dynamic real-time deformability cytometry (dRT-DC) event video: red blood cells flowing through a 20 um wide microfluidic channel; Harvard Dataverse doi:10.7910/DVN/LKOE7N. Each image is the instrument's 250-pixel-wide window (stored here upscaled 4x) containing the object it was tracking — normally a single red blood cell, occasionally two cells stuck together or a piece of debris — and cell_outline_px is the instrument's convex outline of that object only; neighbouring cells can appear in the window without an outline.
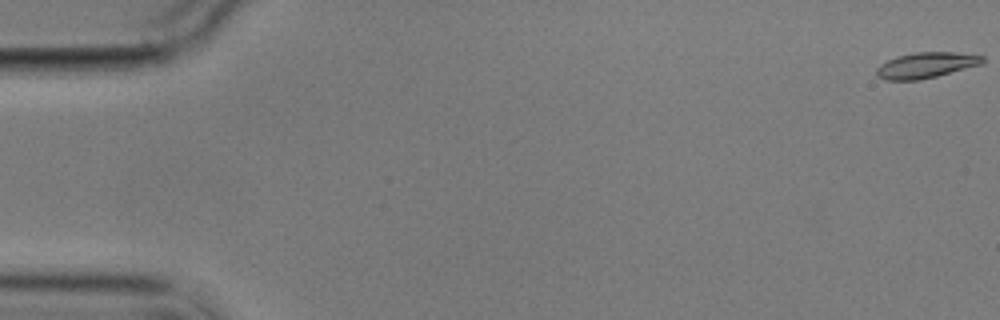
{"species": "common noctule bat (a hibernating species)", "species_latin": "Nyctalus noctula", "temperature_condition": "cold", "stored_images_in_passage": 6, "camera_frame_rate_fps": 3000, "um_per_image_px": 0.085, "animal": {"sex": "male", "body_mass_g": 17.9}, "frame": {"image": 1, "passage_image": 1, "time_ms": 0.0, "image_size_px": [1000, 320], "cell_outline_px": [[984, 60], [980, 64], [936, 76], [920, 80], [884, 80], [876, 76], [876, 68], [880, 64], [888, 60], [900, 56], [916, 52], [952, 52], [984, 56]], "centroid_in_image_um": [78.66, 5.55], "position_along_channel_um": 6.3, "area_um2": 15.61}}
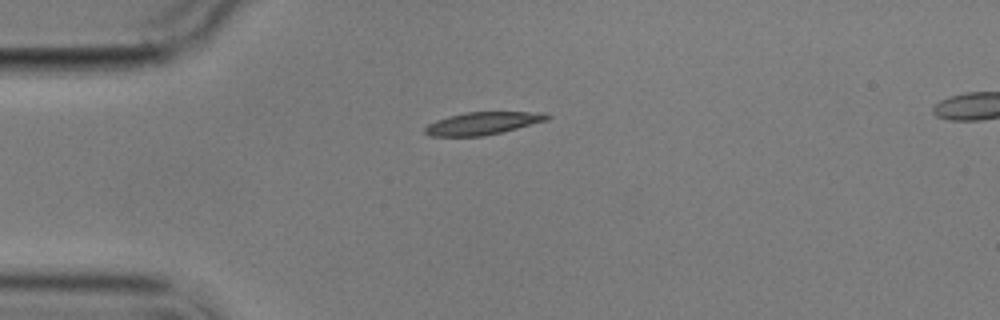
{"frame": {"image": 2, "passage_image": 5, "time_ms": 4.667, "image_size_px": [1000, 320], "cell_outline_px": [[552, 116], [548, 120], [484, 136], [428, 136], [424, 132], [424, 128], [428, 124], [436, 120], [448, 116], [464, 112], [544, 112]], "centroid_in_image_um": [41.01, 10.47], "position_along_channel_um": 44.0, "area_um2": 16.07}}